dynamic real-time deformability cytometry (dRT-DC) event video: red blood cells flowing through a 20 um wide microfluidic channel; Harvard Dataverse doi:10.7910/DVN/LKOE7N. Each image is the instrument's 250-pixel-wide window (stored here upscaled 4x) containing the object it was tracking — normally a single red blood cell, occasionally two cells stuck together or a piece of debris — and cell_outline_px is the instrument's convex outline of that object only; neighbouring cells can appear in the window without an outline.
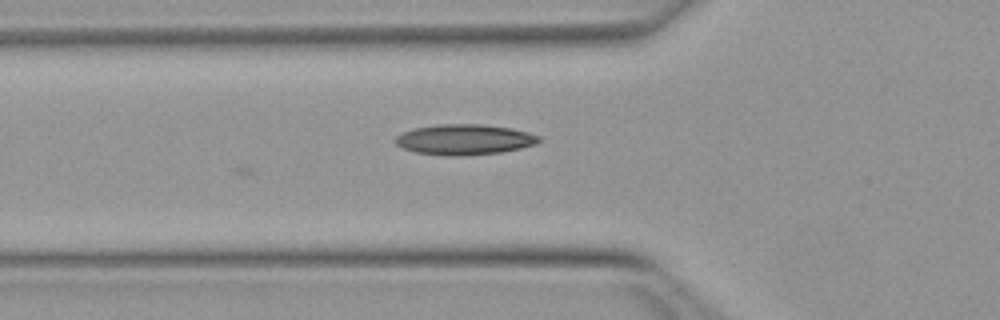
{"species": "Egyptian fruit bat (a non-hibernating species)", "species_latin": "Rousettus aegyptiacus", "temperature_condition": "warm", "stored_images_in_passage": 5, "camera_frame_rate_fps": 3000, "um_per_image_px": 0.085, "animal": {"sex": "female"}, "frame": {"image": 1, "passage_image": 5, "time_ms": 1.333, "image_size_px": [1000, 320], "cell_outline_px": [[540, 140], [536, 144], [504, 152], [460, 156], [444, 156], [416, 152], [404, 148], [396, 144], [392, 140], [396, 136], [404, 132], [416, 128], [436, 124], [484, 124], [512, 128], [528, 132], [540, 136]], "centroid_in_image_um": [39.48, 11.86], "position_along_channel_um": 86.3, "area_um2": 25.66}}